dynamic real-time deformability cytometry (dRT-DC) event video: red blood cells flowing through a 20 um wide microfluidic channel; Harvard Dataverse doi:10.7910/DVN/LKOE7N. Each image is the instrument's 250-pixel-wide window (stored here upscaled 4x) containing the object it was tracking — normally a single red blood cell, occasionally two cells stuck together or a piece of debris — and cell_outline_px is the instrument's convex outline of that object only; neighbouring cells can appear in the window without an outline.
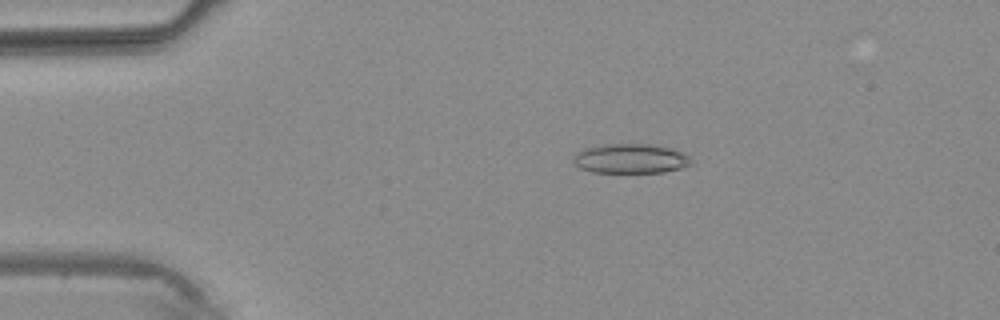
{"species": "common noctule bat (a hibernating species)", "species_latin": "Nyctalus noctula", "temperature_condition": "warm", "stored_images_in_passage": 2, "camera_frame_rate_fps": 3000, "um_per_image_px": 0.085, "animal": {"sex": "male", "body_mass_g": 20.4}, "frame": {"image": 1, "passage_image": 1, "time_ms": 0.0, "image_size_px": [1000, 320], "cell_outline_px": [[692, 164], [680, 168], [664, 172], [592, 172], [580, 168], [572, 164], [572, 156], [584, 148], [604, 144], [648, 144], [668, 148], [680, 152], [688, 156], [692, 160]], "centroid_in_image_um": [53.53, 13.49], "position_along_channel_um": 31.5, "area_um2": 20.23}}